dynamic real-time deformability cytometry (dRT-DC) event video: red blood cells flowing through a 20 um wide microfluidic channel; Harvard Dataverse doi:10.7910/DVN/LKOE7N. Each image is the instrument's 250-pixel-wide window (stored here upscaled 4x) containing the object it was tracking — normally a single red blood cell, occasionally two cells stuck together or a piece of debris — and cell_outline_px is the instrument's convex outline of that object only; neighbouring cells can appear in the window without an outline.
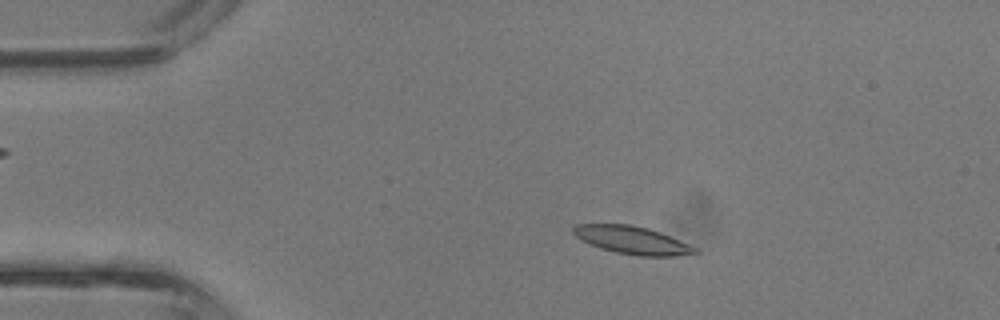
{"species": "common noctule bat (a hibernating species)", "species_latin": "Nyctalus noctula", "temperature_condition": "room temperature", "stored_images_in_passage": 41, "camera_frame_rate_fps": 3000, "um_per_image_px": 0.085, "animal": {"sex": "male", "body_mass_g": 13.3}, "frame": {"image": 1, "passage_image": 8, "time_ms": 2.333, "image_size_px": [1000, 320], "cell_outline_px": [[700, 252], [696, 256], [640, 256], [616, 252], [600, 248], [580, 240], [572, 232], [572, 228], [576, 224], [628, 224], [648, 228], [660, 232], [688, 244], [696, 248]], "centroid_in_image_um": [53.77, 20.43], "position_along_channel_um": 31.2, "area_um2": 19.88}}
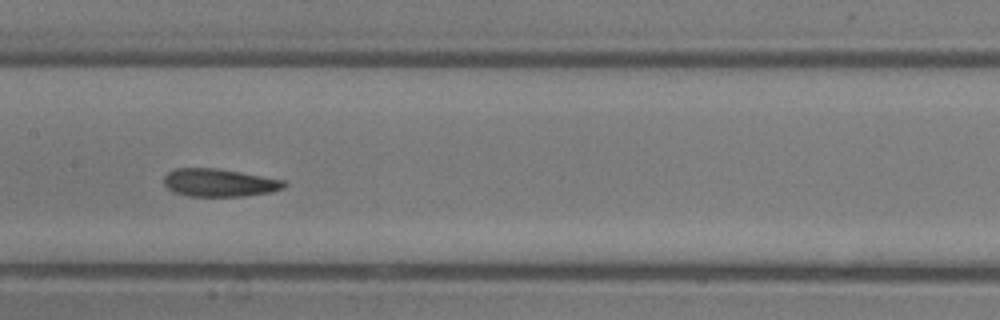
{"frame": {"image": 2, "passage_image": 21, "time_ms": 6.667, "image_size_px": [1000, 320], "cell_outline_px": [[288, 184], [284, 188], [272, 192], [244, 196], [188, 196], [172, 192], [164, 184], [164, 176], [168, 172], [176, 168], [216, 168], [240, 172], [284, 180]], "centroid_in_image_um": [18.64, 15.53], "position_along_channel_um": 188.8, "area_um2": 19.59}}
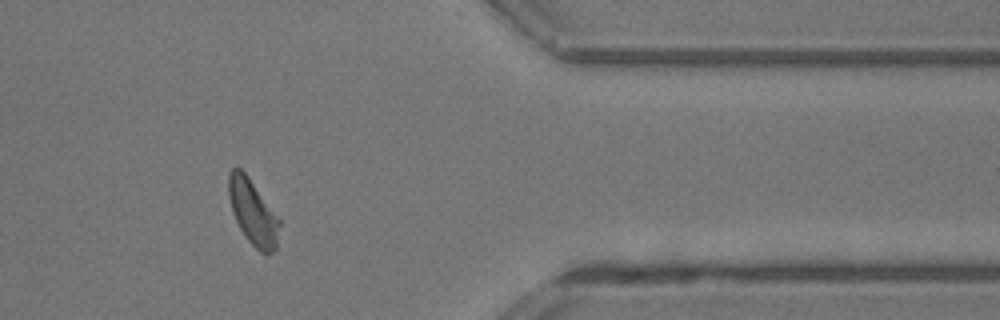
{"frame": {"image": 3, "passage_image": 35, "time_ms": 11.333, "image_size_px": [1000, 320], "cell_outline_px": [[280, 224], [276, 248], [272, 252], [260, 252], [248, 240], [240, 228], [232, 212], [228, 196], [228, 172], [236, 164], [248, 176], [280, 220]], "centroid_in_image_um": [21.46, 17.99], "position_along_channel_um": 389.9, "area_um2": 19.13}, "authors_computed_cell_mechanics": {"area_um2": 19.4208, "velocity_mm_per_s": 4.7999, "shape_relaxation_time_tau1_ms": 4.8454, "shape_relaxation_time_tau2_ms": 2.6807, "deformation_change_tau1": 0.145, "deformation_change_tau2": 0.1155}}